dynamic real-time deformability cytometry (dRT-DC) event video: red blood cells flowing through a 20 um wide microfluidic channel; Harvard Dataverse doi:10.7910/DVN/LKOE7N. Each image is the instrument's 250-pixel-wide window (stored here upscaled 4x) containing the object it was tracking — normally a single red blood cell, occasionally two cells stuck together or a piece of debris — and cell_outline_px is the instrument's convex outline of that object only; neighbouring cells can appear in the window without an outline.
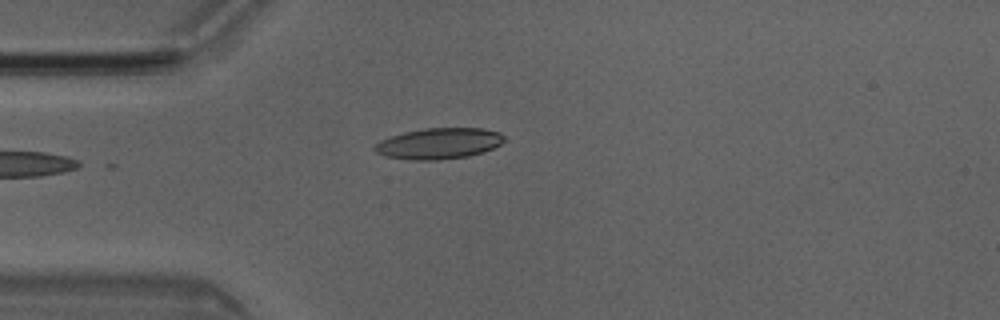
{"species": "Egyptian fruit bat (a non-hibernating species)", "species_latin": "Rousettus aegyptiacus", "temperature_condition": "room temperature", "stored_images_in_passage": 5, "camera_frame_rate_fps": 3000, "um_per_image_px": 0.085, "animal": {"sex": "male"}, "frame": {"image": 1, "passage_image": 3, "time_ms": 0.667, "image_size_px": [1000, 320], "cell_outline_px": [[504, 140], [500, 144], [492, 148], [468, 156], [436, 160], [412, 160], [384, 156], [376, 152], [372, 148], [380, 140], [404, 132], [424, 128], [484, 128], [500, 132], [504, 136]], "centroid_in_image_um": [37.28, 12.19], "position_along_channel_um": 47.7, "area_um2": 23.29}}